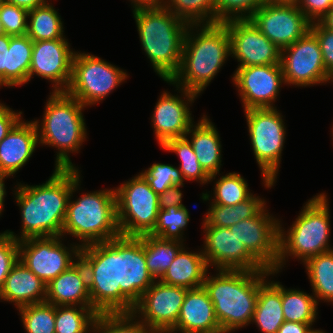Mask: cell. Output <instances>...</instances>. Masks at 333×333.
<instances>
[{"label": "cell", "mask_w": 333, "mask_h": 333, "mask_svg": "<svg viewBox=\"0 0 333 333\" xmlns=\"http://www.w3.org/2000/svg\"><path fill=\"white\" fill-rule=\"evenodd\" d=\"M265 206L253 217L229 227L247 250L266 268L274 271L279 256L278 220L266 213Z\"/></svg>", "instance_id": "cell-18"}, {"label": "cell", "mask_w": 333, "mask_h": 333, "mask_svg": "<svg viewBox=\"0 0 333 333\" xmlns=\"http://www.w3.org/2000/svg\"><path fill=\"white\" fill-rule=\"evenodd\" d=\"M304 264L314 297L333 302V249L309 258Z\"/></svg>", "instance_id": "cell-34"}, {"label": "cell", "mask_w": 333, "mask_h": 333, "mask_svg": "<svg viewBox=\"0 0 333 333\" xmlns=\"http://www.w3.org/2000/svg\"><path fill=\"white\" fill-rule=\"evenodd\" d=\"M33 41L27 35L10 36L8 48V86L28 82Z\"/></svg>", "instance_id": "cell-33"}, {"label": "cell", "mask_w": 333, "mask_h": 333, "mask_svg": "<svg viewBox=\"0 0 333 333\" xmlns=\"http://www.w3.org/2000/svg\"><path fill=\"white\" fill-rule=\"evenodd\" d=\"M179 187H181V185L169 187L165 192L158 195L159 209H167L171 206L184 207L181 203L182 193Z\"/></svg>", "instance_id": "cell-50"}, {"label": "cell", "mask_w": 333, "mask_h": 333, "mask_svg": "<svg viewBox=\"0 0 333 333\" xmlns=\"http://www.w3.org/2000/svg\"><path fill=\"white\" fill-rule=\"evenodd\" d=\"M76 168H55L52 176L42 185H18L16 202L21 208L22 233L17 241L31 237L62 236L68 201L79 185Z\"/></svg>", "instance_id": "cell-1"}, {"label": "cell", "mask_w": 333, "mask_h": 333, "mask_svg": "<svg viewBox=\"0 0 333 333\" xmlns=\"http://www.w3.org/2000/svg\"><path fill=\"white\" fill-rule=\"evenodd\" d=\"M161 148L169 152H175L181 159L179 170L186 180L195 179L202 184L208 183L210 176L204 171L197 160L196 154L187 137L173 138L167 140Z\"/></svg>", "instance_id": "cell-38"}, {"label": "cell", "mask_w": 333, "mask_h": 333, "mask_svg": "<svg viewBox=\"0 0 333 333\" xmlns=\"http://www.w3.org/2000/svg\"><path fill=\"white\" fill-rule=\"evenodd\" d=\"M328 208L326 195L319 194L308 200L287 234L279 226V256L277 268L274 270L276 273L282 268L286 255L300 258L305 263L313 256L332 250L328 245Z\"/></svg>", "instance_id": "cell-8"}, {"label": "cell", "mask_w": 333, "mask_h": 333, "mask_svg": "<svg viewBox=\"0 0 333 333\" xmlns=\"http://www.w3.org/2000/svg\"><path fill=\"white\" fill-rule=\"evenodd\" d=\"M55 306V333H88L98 313L91 306ZM89 329V330H88Z\"/></svg>", "instance_id": "cell-37"}, {"label": "cell", "mask_w": 333, "mask_h": 333, "mask_svg": "<svg viewBox=\"0 0 333 333\" xmlns=\"http://www.w3.org/2000/svg\"><path fill=\"white\" fill-rule=\"evenodd\" d=\"M5 178H6V176H3L0 174V215H1V211L3 209L4 197L6 195L5 184H4Z\"/></svg>", "instance_id": "cell-56"}, {"label": "cell", "mask_w": 333, "mask_h": 333, "mask_svg": "<svg viewBox=\"0 0 333 333\" xmlns=\"http://www.w3.org/2000/svg\"><path fill=\"white\" fill-rule=\"evenodd\" d=\"M149 182L150 188L158 195L175 185L183 186L184 178L179 168L169 164L154 163L141 173Z\"/></svg>", "instance_id": "cell-43"}, {"label": "cell", "mask_w": 333, "mask_h": 333, "mask_svg": "<svg viewBox=\"0 0 333 333\" xmlns=\"http://www.w3.org/2000/svg\"><path fill=\"white\" fill-rule=\"evenodd\" d=\"M134 4V9L136 8H146V7H155L159 6L164 2V0H131Z\"/></svg>", "instance_id": "cell-54"}, {"label": "cell", "mask_w": 333, "mask_h": 333, "mask_svg": "<svg viewBox=\"0 0 333 333\" xmlns=\"http://www.w3.org/2000/svg\"><path fill=\"white\" fill-rule=\"evenodd\" d=\"M38 142L35 122L19 121L0 142V174L13 176L29 160Z\"/></svg>", "instance_id": "cell-25"}, {"label": "cell", "mask_w": 333, "mask_h": 333, "mask_svg": "<svg viewBox=\"0 0 333 333\" xmlns=\"http://www.w3.org/2000/svg\"><path fill=\"white\" fill-rule=\"evenodd\" d=\"M313 323H298L284 321L277 333H313L315 330L311 328Z\"/></svg>", "instance_id": "cell-52"}, {"label": "cell", "mask_w": 333, "mask_h": 333, "mask_svg": "<svg viewBox=\"0 0 333 333\" xmlns=\"http://www.w3.org/2000/svg\"><path fill=\"white\" fill-rule=\"evenodd\" d=\"M187 97V103L179 96L164 92L159 98L153 116V128L156 138L162 146L167 140L186 137L187 132L193 125L188 101L193 102L196 93L180 88Z\"/></svg>", "instance_id": "cell-22"}, {"label": "cell", "mask_w": 333, "mask_h": 333, "mask_svg": "<svg viewBox=\"0 0 333 333\" xmlns=\"http://www.w3.org/2000/svg\"><path fill=\"white\" fill-rule=\"evenodd\" d=\"M3 34H5V33H4V30H3L2 23L0 21V35H3Z\"/></svg>", "instance_id": "cell-58"}, {"label": "cell", "mask_w": 333, "mask_h": 333, "mask_svg": "<svg viewBox=\"0 0 333 333\" xmlns=\"http://www.w3.org/2000/svg\"><path fill=\"white\" fill-rule=\"evenodd\" d=\"M310 31L316 36L322 52L326 71L333 75V31L324 27L320 22H313Z\"/></svg>", "instance_id": "cell-47"}, {"label": "cell", "mask_w": 333, "mask_h": 333, "mask_svg": "<svg viewBox=\"0 0 333 333\" xmlns=\"http://www.w3.org/2000/svg\"><path fill=\"white\" fill-rule=\"evenodd\" d=\"M19 260V241L7 233L0 234V290L12 267Z\"/></svg>", "instance_id": "cell-46"}, {"label": "cell", "mask_w": 333, "mask_h": 333, "mask_svg": "<svg viewBox=\"0 0 333 333\" xmlns=\"http://www.w3.org/2000/svg\"><path fill=\"white\" fill-rule=\"evenodd\" d=\"M10 36L0 35V86H8V48Z\"/></svg>", "instance_id": "cell-51"}, {"label": "cell", "mask_w": 333, "mask_h": 333, "mask_svg": "<svg viewBox=\"0 0 333 333\" xmlns=\"http://www.w3.org/2000/svg\"><path fill=\"white\" fill-rule=\"evenodd\" d=\"M191 126L186 136L192 133L191 140L194 153L199 164L210 176L209 181L213 180L219 173L221 165V144L218 131L210 120L204 116L194 127Z\"/></svg>", "instance_id": "cell-27"}, {"label": "cell", "mask_w": 333, "mask_h": 333, "mask_svg": "<svg viewBox=\"0 0 333 333\" xmlns=\"http://www.w3.org/2000/svg\"><path fill=\"white\" fill-rule=\"evenodd\" d=\"M176 330L181 333H222L213 303L203 286L187 290L178 321L168 333Z\"/></svg>", "instance_id": "cell-24"}, {"label": "cell", "mask_w": 333, "mask_h": 333, "mask_svg": "<svg viewBox=\"0 0 333 333\" xmlns=\"http://www.w3.org/2000/svg\"><path fill=\"white\" fill-rule=\"evenodd\" d=\"M250 19L280 49L292 45L309 30L311 22L296 3H263Z\"/></svg>", "instance_id": "cell-13"}, {"label": "cell", "mask_w": 333, "mask_h": 333, "mask_svg": "<svg viewBox=\"0 0 333 333\" xmlns=\"http://www.w3.org/2000/svg\"><path fill=\"white\" fill-rule=\"evenodd\" d=\"M73 52L66 39L33 42L28 81L37 74L55 83V92L65 91L71 79Z\"/></svg>", "instance_id": "cell-21"}, {"label": "cell", "mask_w": 333, "mask_h": 333, "mask_svg": "<svg viewBox=\"0 0 333 333\" xmlns=\"http://www.w3.org/2000/svg\"><path fill=\"white\" fill-rule=\"evenodd\" d=\"M186 288L168 285L160 280L142 294L133 314L142 315V322L153 333H168L177 323Z\"/></svg>", "instance_id": "cell-15"}, {"label": "cell", "mask_w": 333, "mask_h": 333, "mask_svg": "<svg viewBox=\"0 0 333 333\" xmlns=\"http://www.w3.org/2000/svg\"><path fill=\"white\" fill-rule=\"evenodd\" d=\"M280 64L284 84L309 86L331 80L323 63L319 42L310 30L292 45L281 49Z\"/></svg>", "instance_id": "cell-12"}, {"label": "cell", "mask_w": 333, "mask_h": 333, "mask_svg": "<svg viewBox=\"0 0 333 333\" xmlns=\"http://www.w3.org/2000/svg\"><path fill=\"white\" fill-rule=\"evenodd\" d=\"M139 38L155 72L170 80L178 71L188 24L162 5L133 10Z\"/></svg>", "instance_id": "cell-4"}, {"label": "cell", "mask_w": 333, "mask_h": 333, "mask_svg": "<svg viewBox=\"0 0 333 333\" xmlns=\"http://www.w3.org/2000/svg\"><path fill=\"white\" fill-rule=\"evenodd\" d=\"M215 199L212 204L234 206L244 202L252 196L248 190L247 182L238 173H229L222 176L214 188Z\"/></svg>", "instance_id": "cell-41"}, {"label": "cell", "mask_w": 333, "mask_h": 333, "mask_svg": "<svg viewBox=\"0 0 333 333\" xmlns=\"http://www.w3.org/2000/svg\"><path fill=\"white\" fill-rule=\"evenodd\" d=\"M275 271L219 270L215 276H205L203 287L213 303L222 333H230L252 321L259 286L265 276Z\"/></svg>", "instance_id": "cell-3"}, {"label": "cell", "mask_w": 333, "mask_h": 333, "mask_svg": "<svg viewBox=\"0 0 333 333\" xmlns=\"http://www.w3.org/2000/svg\"><path fill=\"white\" fill-rule=\"evenodd\" d=\"M223 23L229 33L231 54L240 62L238 67L280 64L281 49L250 18Z\"/></svg>", "instance_id": "cell-16"}, {"label": "cell", "mask_w": 333, "mask_h": 333, "mask_svg": "<svg viewBox=\"0 0 333 333\" xmlns=\"http://www.w3.org/2000/svg\"><path fill=\"white\" fill-rule=\"evenodd\" d=\"M160 5L188 25L216 23V0H168Z\"/></svg>", "instance_id": "cell-36"}, {"label": "cell", "mask_w": 333, "mask_h": 333, "mask_svg": "<svg viewBox=\"0 0 333 333\" xmlns=\"http://www.w3.org/2000/svg\"><path fill=\"white\" fill-rule=\"evenodd\" d=\"M265 201L252 195L244 202L234 206L212 204L204 218V225L229 228L239 221L255 216L263 207Z\"/></svg>", "instance_id": "cell-31"}, {"label": "cell", "mask_w": 333, "mask_h": 333, "mask_svg": "<svg viewBox=\"0 0 333 333\" xmlns=\"http://www.w3.org/2000/svg\"><path fill=\"white\" fill-rule=\"evenodd\" d=\"M28 18L31 20L27 24L26 35L33 42L65 39L61 17L49 3L28 11Z\"/></svg>", "instance_id": "cell-32"}, {"label": "cell", "mask_w": 333, "mask_h": 333, "mask_svg": "<svg viewBox=\"0 0 333 333\" xmlns=\"http://www.w3.org/2000/svg\"><path fill=\"white\" fill-rule=\"evenodd\" d=\"M71 248L78 261L46 285L45 302L55 306H91L88 274L79 258L81 245Z\"/></svg>", "instance_id": "cell-23"}, {"label": "cell", "mask_w": 333, "mask_h": 333, "mask_svg": "<svg viewBox=\"0 0 333 333\" xmlns=\"http://www.w3.org/2000/svg\"><path fill=\"white\" fill-rule=\"evenodd\" d=\"M5 2L30 11L47 3L46 0H5Z\"/></svg>", "instance_id": "cell-53"}, {"label": "cell", "mask_w": 333, "mask_h": 333, "mask_svg": "<svg viewBox=\"0 0 333 333\" xmlns=\"http://www.w3.org/2000/svg\"><path fill=\"white\" fill-rule=\"evenodd\" d=\"M18 309L27 333H55V305L43 302Z\"/></svg>", "instance_id": "cell-40"}, {"label": "cell", "mask_w": 333, "mask_h": 333, "mask_svg": "<svg viewBox=\"0 0 333 333\" xmlns=\"http://www.w3.org/2000/svg\"><path fill=\"white\" fill-rule=\"evenodd\" d=\"M45 107L42 128L38 121H34L38 140L59 149L55 168H75L68 153L78 151L85 141L86 128L82 109L86 106L65 91H53Z\"/></svg>", "instance_id": "cell-5"}, {"label": "cell", "mask_w": 333, "mask_h": 333, "mask_svg": "<svg viewBox=\"0 0 333 333\" xmlns=\"http://www.w3.org/2000/svg\"><path fill=\"white\" fill-rule=\"evenodd\" d=\"M264 2L265 0H216V23L250 18Z\"/></svg>", "instance_id": "cell-44"}, {"label": "cell", "mask_w": 333, "mask_h": 333, "mask_svg": "<svg viewBox=\"0 0 333 333\" xmlns=\"http://www.w3.org/2000/svg\"><path fill=\"white\" fill-rule=\"evenodd\" d=\"M133 313L98 314L94 332L98 333H153L142 321H133Z\"/></svg>", "instance_id": "cell-42"}, {"label": "cell", "mask_w": 333, "mask_h": 333, "mask_svg": "<svg viewBox=\"0 0 333 333\" xmlns=\"http://www.w3.org/2000/svg\"><path fill=\"white\" fill-rule=\"evenodd\" d=\"M68 201L62 235L79 238L82 246L106 242L119 237L115 189L81 195L77 201Z\"/></svg>", "instance_id": "cell-6"}, {"label": "cell", "mask_w": 333, "mask_h": 333, "mask_svg": "<svg viewBox=\"0 0 333 333\" xmlns=\"http://www.w3.org/2000/svg\"><path fill=\"white\" fill-rule=\"evenodd\" d=\"M297 0H265V3H278V2H284V3H296Z\"/></svg>", "instance_id": "cell-57"}, {"label": "cell", "mask_w": 333, "mask_h": 333, "mask_svg": "<svg viewBox=\"0 0 333 333\" xmlns=\"http://www.w3.org/2000/svg\"><path fill=\"white\" fill-rule=\"evenodd\" d=\"M5 0H0V7H1V4L4 2Z\"/></svg>", "instance_id": "cell-60"}, {"label": "cell", "mask_w": 333, "mask_h": 333, "mask_svg": "<svg viewBox=\"0 0 333 333\" xmlns=\"http://www.w3.org/2000/svg\"><path fill=\"white\" fill-rule=\"evenodd\" d=\"M282 311L285 321L313 323L317 316V299L300 290H286L281 285Z\"/></svg>", "instance_id": "cell-35"}, {"label": "cell", "mask_w": 333, "mask_h": 333, "mask_svg": "<svg viewBox=\"0 0 333 333\" xmlns=\"http://www.w3.org/2000/svg\"><path fill=\"white\" fill-rule=\"evenodd\" d=\"M117 285L121 292L135 305L142 294L156 281L148 272L144 235L116 238Z\"/></svg>", "instance_id": "cell-14"}, {"label": "cell", "mask_w": 333, "mask_h": 333, "mask_svg": "<svg viewBox=\"0 0 333 333\" xmlns=\"http://www.w3.org/2000/svg\"><path fill=\"white\" fill-rule=\"evenodd\" d=\"M182 248L181 241L162 239L151 234L144 235L146 265L155 280L163 276Z\"/></svg>", "instance_id": "cell-30"}, {"label": "cell", "mask_w": 333, "mask_h": 333, "mask_svg": "<svg viewBox=\"0 0 333 333\" xmlns=\"http://www.w3.org/2000/svg\"><path fill=\"white\" fill-rule=\"evenodd\" d=\"M0 299L14 302L17 308L43 303L46 300V284L18 260L6 277Z\"/></svg>", "instance_id": "cell-26"}, {"label": "cell", "mask_w": 333, "mask_h": 333, "mask_svg": "<svg viewBox=\"0 0 333 333\" xmlns=\"http://www.w3.org/2000/svg\"><path fill=\"white\" fill-rule=\"evenodd\" d=\"M319 22L327 29L333 31V7Z\"/></svg>", "instance_id": "cell-55"}, {"label": "cell", "mask_w": 333, "mask_h": 333, "mask_svg": "<svg viewBox=\"0 0 333 333\" xmlns=\"http://www.w3.org/2000/svg\"><path fill=\"white\" fill-rule=\"evenodd\" d=\"M22 112L15 113L11 108L0 103V142L21 120Z\"/></svg>", "instance_id": "cell-49"}, {"label": "cell", "mask_w": 333, "mask_h": 333, "mask_svg": "<svg viewBox=\"0 0 333 333\" xmlns=\"http://www.w3.org/2000/svg\"><path fill=\"white\" fill-rule=\"evenodd\" d=\"M115 192L120 234L126 237L151 234L159 213L158 194L150 188L146 178L140 173Z\"/></svg>", "instance_id": "cell-9"}, {"label": "cell", "mask_w": 333, "mask_h": 333, "mask_svg": "<svg viewBox=\"0 0 333 333\" xmlns=\"http://www.w3.org/2000/svg\"><path fill=\"white\" fill-rule=\"evenodd\" d=\"M79 258L86 267L91 307L98 313H132L135 305L117 285L116 238L82 246Z\"/></svg>", "instance_id": "cell-7"}, {"label": "cell", "mask_w": 333, "mask_h": 333, "mask_svg": "<svg viewBox=\"0 0 333 333\" xmlns=\"http://www.w3.org/2000/svg\"><path fill=\"white\" fill-rule=\"evenodd\" d=\"M244 109L273 108L284 82L281 64L238 67L233 75Z\"/></svg>", "instance_id": "cell-20"}, {"label": "cell", "mask_w": 333, "mask_h": 333, "mask_svg": "<svg viewBox=\"0 0 333 333\" xmlns=\"http://www.w3.org/2000/svg\"><path fill=\"white\" fill-rule=\"evenodd\" d=\"M189 219V212L185 206L159 209L157 222L151 235L162 239L182 241L180 240L182 239L181 231L187 226Z\"/></svg>", "instance_id": "cell-39"}, {"label": "cell", "mask_w": 333, "mask_h": 333, "mask_svg": "<svg viewBox=\"0 0 333 333\" xmlns=\"http://www.w3.org/2000/svg\"><path fill=\"white\" fill-rule=\"evenodd\" d=\"M263 281L259 286L256 309L252 322L263 333H277L285 319L282 311L281 284Z\"/></svg>", "instance_id": "cell-29"}, {"label": "cell", "mask_w": 333, "mask_h": 333, "mask_svg": "<svg viewBox=\"0 0 333 333\" xmlns=\"http://www.w3.org/2000/svg\"><path fill=\"white\" fill-rule=\"evenodd\" d=\"M298 9L311 22H319L333 7V0H297ZM302 4V5H301Z\"/></svg>", "instance_id": "cell-48"}, {"label": "cell", "mask_w": 333, "mask_h": 333, "mask_svg": "<svg viewBox=\"0 0 333 333\" xmlns=\"http://www.w3.org/2000/svg\"><path fill=\"white\" fill-rule=\"evenodd\" d=\"M204 229L205 247L202 253L208 267L213 263L211 265H217V270H266L229 228L207 224Z\"/></svg>", "instance_id": "cell-19"}, {"label": "cell", "mask_w": 333, "mask_h": 333, "mask_svg": "<svg viewBox=\"0 0 333 333\" xmlns=\"http://www.w3.org/2000/svg\"><path fill=\"white\" fill-rule=\"evenodd\" d=\"M126 78V72L103 59L74 52L71 79L65 92L84 106H90L103 100Z\"/></svg>", "instance_id": "cell-11"}, {"label": "cell", "mask_w": 333, "mask_h": 333, "mask_svg": "<svg viewBox=\"0 0 333 333\" xmlns=\"http://www.w3.org/2000/svg\"><path fill=\"white\" fill-rule=\"evenodd\" d=\"M60 238L31 237L19 241V260L46 285L75 263Z\"/></svg>", "instance_id": "cell-17"}, {"label": "cell", "mask_w": 333, "mask_h": 333, "mask_svg": "<svg viewBox=\"0 0 333 333\" xmlns=\"http://www.w3.org/2000/svg\"><path fill=\"white\" fill-rule=\"evenodd\" d=\"M28 11L18 6L3 2L0 7V21L4 33L9 36H21L27 34Z\"/></svg>", "instance_id": "cell-45"}, {"label": "cell", "mask_w": 333, "mask_h": 333, "mask_svg": "<svg viewBox=\"0 0 333 333\" xmlns=\"http://www.w3.org/2000/svg\"><path fill=\"white\" fill-rule=\"evenodd\" d=\"M202 25H188L190 29H187L184 38L179 69L167 80V83L197 95L213 80L227 56L231 55L227 26L223 22ZM195 26L202 27L197 36L190 32Z\"/></svg>", "instance_id": "cell-2"}, {"label": "cell", "mask_w": 333, "mask_h": 333, "mask_svg": "<svg viewBox=\"0 0 333 333\" xmlns=\"http://www.w3.org/2000/svg\"><path fill=\"white\" fill-rule=\"evenodd\" d=\"M207 268L202 252H187L183 247L159 280L186 289L199 288L204 284Z\"/></svg>", "instance_id": "cell-28"}, {"label": "cell", "mask_w": 333, "mask_h": 333, "mask_svg": "<svg viewBox=\"0 0 333 333\" xmlns=\"http://www.w3.org/2000/svg\"><path fill=\"white\" fill-rule=\"evenodd\" d=\"M256 161L263 174L265 187L275 182L285 140L281 114L273 108L244 110Z\"/></svg>", "instance_id": "cell-10"}, {"label": "cell", "mask_w": 333, "mask_h": 333, "mask_svg": "<svg viewBox=\"0 0 333 333\" xmlns=\"http://www.w3.org/2000/svg\"><path fill=\"white\" fill-rule=\"evenodd\" d=\"M313 333H325V332H323L321 330H315Z\"/></svg>", "instance_id": "cell-59"}]
</instances>
